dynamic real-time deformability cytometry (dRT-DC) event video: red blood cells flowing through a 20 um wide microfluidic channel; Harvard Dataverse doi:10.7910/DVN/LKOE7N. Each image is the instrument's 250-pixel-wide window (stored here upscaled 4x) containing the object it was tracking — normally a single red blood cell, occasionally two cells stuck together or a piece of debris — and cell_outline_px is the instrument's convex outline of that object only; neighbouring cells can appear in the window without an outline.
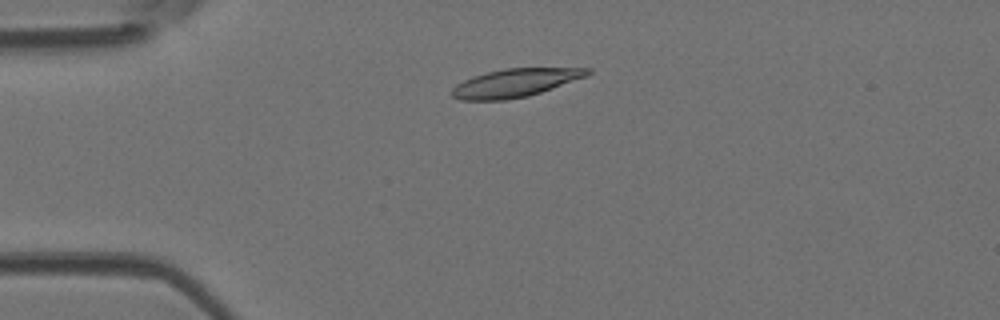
{"species": "Egyptian fruit bat (a non-hibernating species)", "species_latin": "Rousettus aegyptiacus", "temperature_condition": "room temperature", "stored_images_in_passage": 5, "camera_frame_rate_fps": 3000, "um_per_image_px": 0.085, "animal": {"sex": "female"}, "frame": {"image": 1, "passage_image": 3, "time_ms": 0.667, "image_size_px": [1000, 320], "cell_outline_px": [[592, 72], [588, 76], [528, 96], [504, 100], [460, 100], [452, 96], [452, 88], [456, 84], [472, 76], [504, 68], [592, 68]], "centroid_in_image_um": [43.79, 7.04], "position_along_channel_um": 41.2, "area_um2": 22.25}}
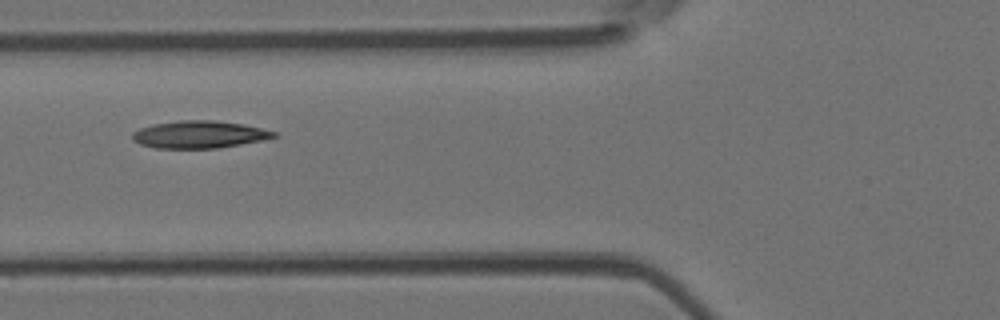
{"frame": {"image": 2, "passage_image": 5, "time_ms": 1.333, "image_size_px": [1000, 320], "cell_outline_px": [[280, 136], [264, 140], [216, 148], [156, 148], [140, 144], [132, 140], [132, 132], [140, 128], [152, 124], [180, 120], [212, 120], [244, 124], [276, 132]], "centroid_in_image_um": [16.93, 11.43], "position_along_channel_um": 108.9, "area_um2": 22.6}}